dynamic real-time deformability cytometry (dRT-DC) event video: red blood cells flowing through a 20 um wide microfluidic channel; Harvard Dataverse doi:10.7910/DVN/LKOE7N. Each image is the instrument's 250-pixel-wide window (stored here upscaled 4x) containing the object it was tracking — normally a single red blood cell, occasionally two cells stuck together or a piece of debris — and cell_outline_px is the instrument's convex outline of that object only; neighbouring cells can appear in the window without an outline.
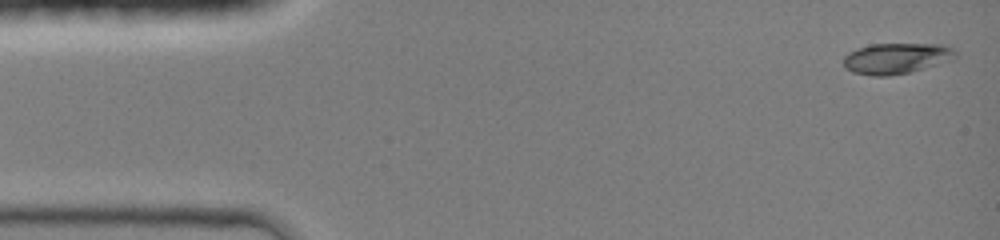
{"species": "common noctule bat (a hibernating species)", "species_latin": "Nyctalus noctula", "temperature_condition": "room temperature", "stored_images_in_passage": 44, "camera_frame_rate_fps": 3000, "um_per_image_px": 0.085, "animal": {"sex": "female", "body_mass_g": 19.0, "forearm_length_mm": 51.5}, "frame": {"image": 1, "passage_image": 1, "time_ms": 0.0, "image_size_px": [1000, 240], "cell_outline_px": [[956, 56], [952, 60], [924, 68], [908, 72], [888, 76], [872, 76], [852, 72], [844, 68], [844, 56], [848, 52], [856, 48], [872, 44], [944, 44], [956, 48]], "centroid_in_image_um": [76.19, 4.95], "position_along_channel_um": 8.8, "area_um2": 20.29}}
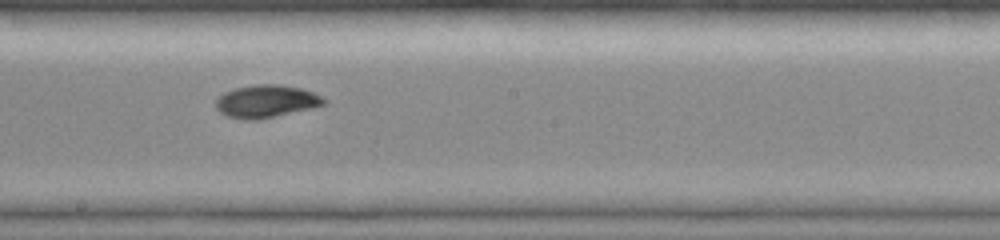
{"frame": {"image": 2, "passage_image": 24, "time_ms": 7.667, "image_size_px": [1000, 240], "cell_outline_px": [[328, 100], [324, 104], [312, 108], [256, 120], [244, 120], [228, 116], [220, 112], [216, 108], [216, 100], [224, 92], [236, 88], [256, 84], [276, 84], [300, 88], [312, 92]], "centroid_in_image_um": [22.62, 8.61], "position_along_channel_um": 225.6, "area_um2": 20.35}}
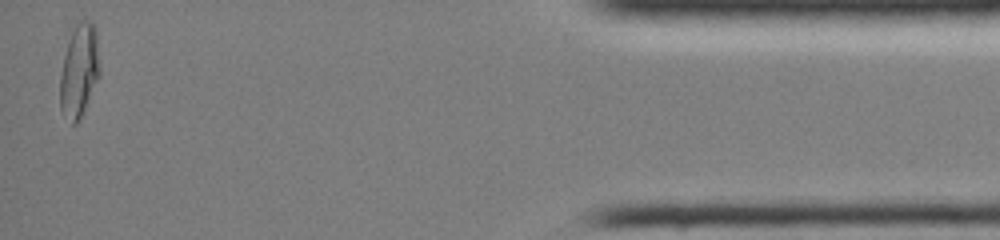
{"frame": {"image": 3, "passage_image": 43, "time_ms": 14.0, "image_size_px": [1000, 240], "cell_outline_px": [[100, 76], [80, 120], [76, 124], [72, 124], [60, 108], [60, 76], [64, 56], [72, 32], [76, 24], [80, 20], [88, 20], [96, 28], [100, 68]], "centroid_in_image_um": [6.75, 6.03], "position_along_channel_um": 428.4, "area_um2": 21.5}, "authors_computed_cell_mechanics": {"area_um2": 19.652, "velocity_mm_per_s": 4.2971, "shape_relaxation_time_tau1_ms": 4.5238, "shape_relaxation_time_tau2_ms": 1.4761, "deformation_change_tau1": 0.2133, "deformation_change_tau2": 0.0394}}